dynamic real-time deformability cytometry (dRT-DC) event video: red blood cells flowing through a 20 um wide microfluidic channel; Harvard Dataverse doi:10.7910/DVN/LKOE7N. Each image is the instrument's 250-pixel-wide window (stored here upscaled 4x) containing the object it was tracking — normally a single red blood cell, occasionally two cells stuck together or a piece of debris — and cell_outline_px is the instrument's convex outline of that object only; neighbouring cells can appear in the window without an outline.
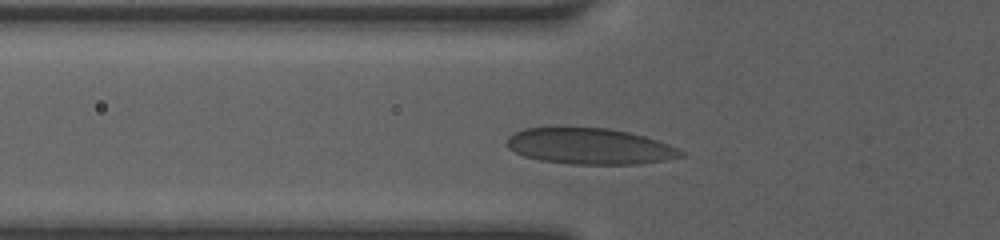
{"species": "human", "species_latin": "Homo sapiens", "temperature_condition": "room temperature", "stored_images_in_passage": 27, "camera_frame_rate_fps": 3000, "um_per_image_px": 0.085, "donor": {"sex": "female"}, "frame": {"image": 1, "passage_image": 7, "time_ms": 2.667, "image_size_px": [1000, 240], "cell_outline_px": [[684, 156], [664, 160], [640, 164], [572, 164], [540, 160], [524, 156], [508, 148], [504, 144], [508, 136], [524, 128], [608, 128], [628, 132], [644, 136], [668, 144], [684, 152]], "centroid_in_image_um": [50.1, 12.44], "position_along_channel_um": 75.7, "area_um2": 36.36}}
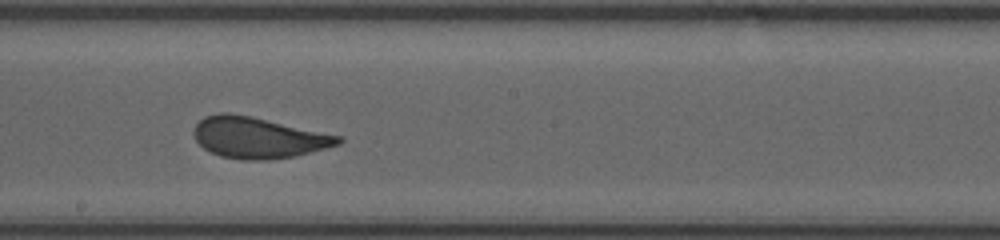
{"frame": {"image": 2, "passage_image": 15, "time_ms": 6.333, "image_size_px": [1000, 240], "cell_outline_px": [[344, 140], [340, 144], [296, 156], [268, 160], [240, 160], [220, 156], [204, 148], [196, 140], [192, 132], [196, 124], [204, 116], [220, 112], [228, 112], [252, 116], [344, 136]], "centroid_in_image_um": [21.97, 11.69], "position_along_channel_um": 226.2, "area_um2": 34.97}}
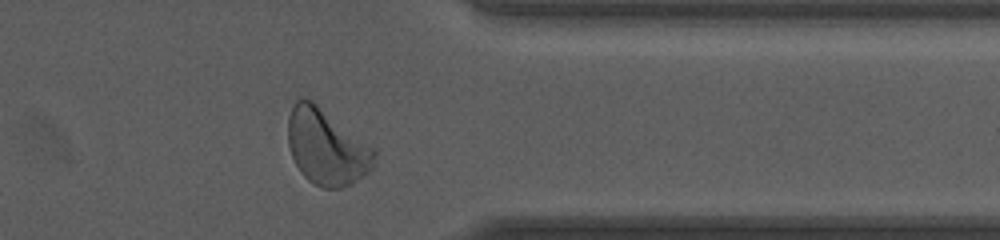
{"frame": {"image": 3, "passage_image": 24, "time_ms": 10.333, "image_size_px": [1000, 240], "cell_outline_px": [[376, 156], [372, 168], [368, 172], [352, 184], [340, 188], [324, 188], [308, 180], [300, 172], [292, 156], [288, 144], [288, 116], [296, 100], [300, 96], [304, 96], [312, 100], [372, 148], [376, 152]], "centroid_in_image_um": [27.72, 12.5], "position_along_channel_um": 383.7, "area_um2": 37.69}, "authors_computed_cell_mechanics": {"area_um2": 35.0846, "velocity_mm_per_s": 4.079, "shape_relaxation_time_tau1_ms": 3.2024, "shape_relaxation_time_tau2_ms": null, "deformation_change_tau1": 0.1245, "deformation_change_tau2": null}}